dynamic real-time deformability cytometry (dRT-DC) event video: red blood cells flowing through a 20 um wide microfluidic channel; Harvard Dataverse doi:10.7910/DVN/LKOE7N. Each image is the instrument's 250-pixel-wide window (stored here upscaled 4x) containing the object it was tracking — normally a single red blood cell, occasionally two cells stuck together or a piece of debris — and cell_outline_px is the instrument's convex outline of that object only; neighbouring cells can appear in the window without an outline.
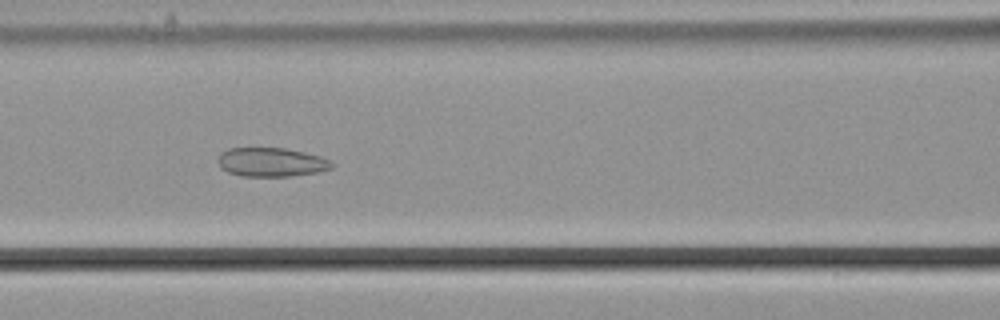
{"species": "common noctule bat (a hibernating species)", "species_latin": "Nyctalus noctula", "temperature_condition": "cold", "stored_images_in_passage": 55, "camera_frame_rate_fps": 3000, "um_per_image_px": 0.085, "animal": {"sex": "male", "body_mass_g": 21.5, "forearm_length_mm": 52.0}, "frame": {"image": 1, "passage_image": 23, "time_ms": 7.333, "image_size_px": [1000, 320], "cell_outline_px": [[336, 164], [332, 168], [316, 172], [292, 176], [240, 176], [228, 172], [220, 168], [216, 160], [220, 152], [228, 148], [284, 148], [304, 152], [320, 156], [332, 160]], "centroid_in_image_um": [23.05, 13.78], "position_along_channel_um": 143.6, "area_um2": 19.48}}
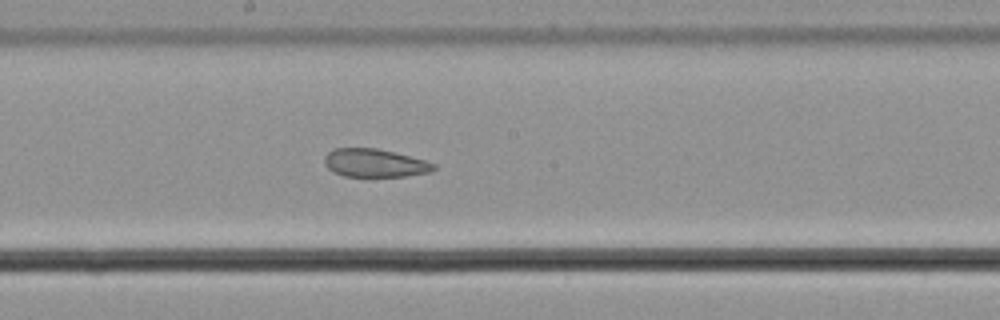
{"frame": {"image": 2, "passage_image": 29, "time_ms": 9.333, "image_size_px": [1000, 320], "cell_outline_px": [[436, 168], [428, 172], [404, 176], [368, 180], [344, 176], [332, 172], [324, 164], [324, 156], [328, 152], [336, 148], [376, 148], [424, 160], [436, 164]], "centroid_in_image_um": [31.79, 13.91], "position_along_channel_um": 216.4, "area_um2": 18.61}}
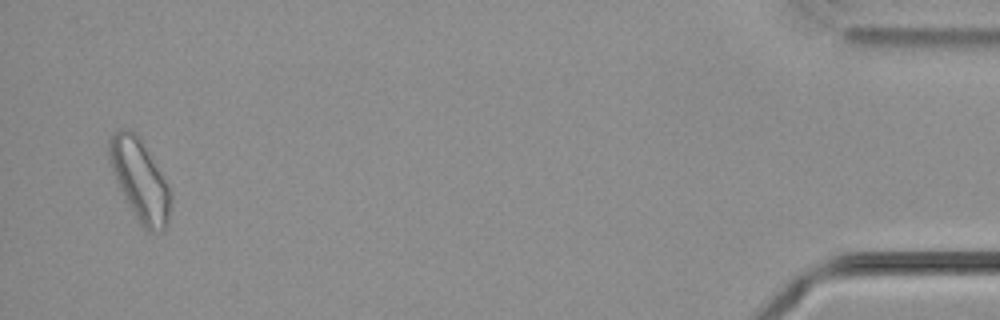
{"frame": {"image": 3, "passage_image": 53, "time_ms": 17.333, "image_size_px": [1000, 320], "cell_outline_px": [[172, 204], [168, 224], [164, 232], [148, 232], [140, 224], [124, 196], [116, 180], [108, 156], [108, 140], [120, 128], [128, 128], [136, 132], [168, 184], [172, 192]], "centroid_in_image_um": [11.93, 15.33], "position_along_channel_um": 423.3, "area_um2": 29.13}, "authors_computed_cell_mechanics": {"area_um2": 23.5246, "velocity_mm_per_s": 3.6491, "shape_relaxation_time_tau1_ms": null, "shape_relaxation_time_tau2_ms": 5.3602, "deformation_change_tau1": null, "deformation_change_tau2": 0.0998}}